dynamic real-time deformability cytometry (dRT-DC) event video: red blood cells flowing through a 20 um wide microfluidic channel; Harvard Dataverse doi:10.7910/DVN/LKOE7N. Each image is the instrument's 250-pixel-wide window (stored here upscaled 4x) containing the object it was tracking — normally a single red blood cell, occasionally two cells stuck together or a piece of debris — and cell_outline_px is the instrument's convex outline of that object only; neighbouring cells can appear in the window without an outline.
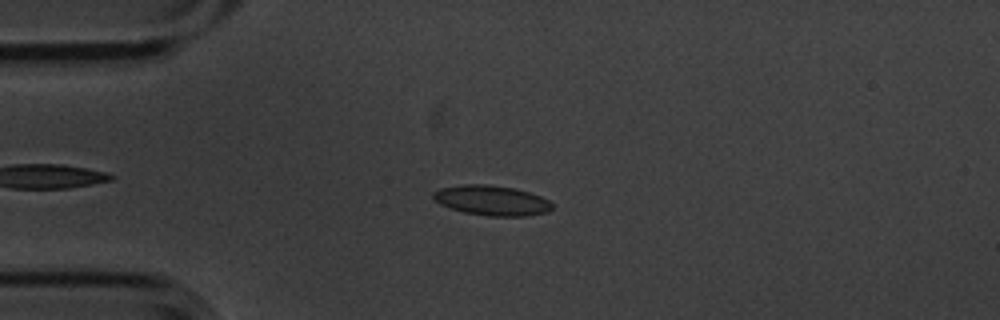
{"species": "common noctule bat (a hibernating species)", "species_latin": "Nyctalus noctula", "temperature_condition": "cold", "stored_images_in_passage": 53, "camera_frame_rate_fps": 3000, "um_per_image_px": 0.085, "animal": {"sex": "male", "body_mass_g": 20.1, "forearm_length_mm": 53.5}, "frame": {"image": 1, "passage_image": 11, "time_ms": 3.333, "image_size_px": [1000, 320], "cell_outline_px": [[552, 208], [548, 212], [524, 216], [488, 216], [464, 212], [448, 208], [440, 204], [432, 196], [432, 192], [440, 188], [464, 184], [484, 184], [516, 188], [540, 196], [548, 200], [552, 204]], "centroid_in_image_um": [41.78, 17.03], "position_along_channel_um": 43.2, "area_um2": 20.81}}
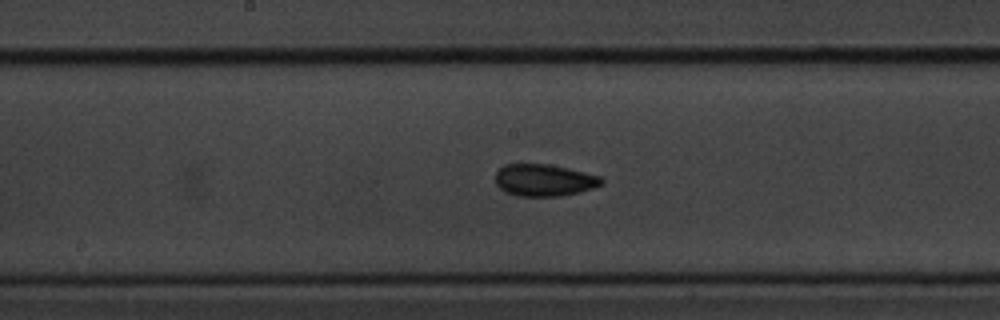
{"frame": {"image": 2, "passage_image": 26, "time_ms": 8.333, "image_size_px": [1000, 320], "cell_outline_px": [[604, 184], [580, 192], [560, 196], [516, 196], [504, 192], [496, 184], [496, 172], [504, 164], [548, 164], [568, 168], [600, 176], [604, 180]], "centroid_in_image_um": [46.25, 15.32], "position_along_channel_um": 202.0, "area_um2": 19.88}}
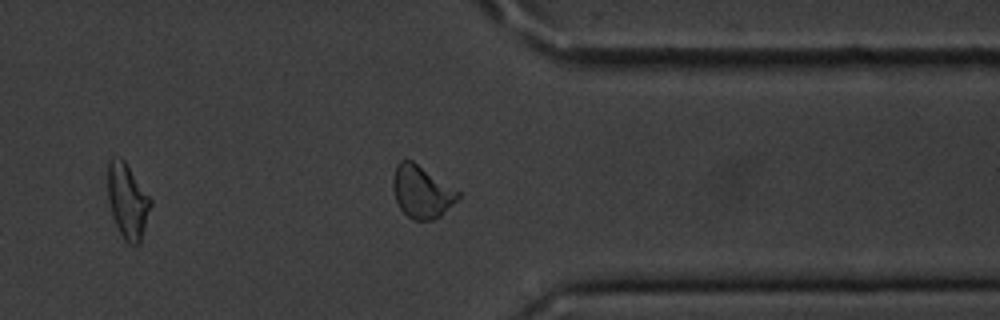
{"frame": {"image": 3, "passage_image": 41, "time_ms": 13.333, "image_size_px": [1000, 320], "cell_outline_px": [[460, 196], [440, 216], [432, 220], [412, 220], [400, 208], [396, 200], [392, 188], [392, 176], [396, 164], [400, 160], [412, 160], [460, 192]], "centroid_in_image_um": [35.8, 16.29], "position_along_channel_um": 375.6, "area_um2": 19.71}, "authors_computed_cell_mechanics": {"area_um2": 19.652, "velocity_mm_per_s": 3.5656, "shape_relaxation_time_tau1_ms": 3.937, "shape_relaxation_time_tau2_ms": 5.0149, "deformation_change_tau1": 0.0846, "deformation_change_tau2": 0.0849}}